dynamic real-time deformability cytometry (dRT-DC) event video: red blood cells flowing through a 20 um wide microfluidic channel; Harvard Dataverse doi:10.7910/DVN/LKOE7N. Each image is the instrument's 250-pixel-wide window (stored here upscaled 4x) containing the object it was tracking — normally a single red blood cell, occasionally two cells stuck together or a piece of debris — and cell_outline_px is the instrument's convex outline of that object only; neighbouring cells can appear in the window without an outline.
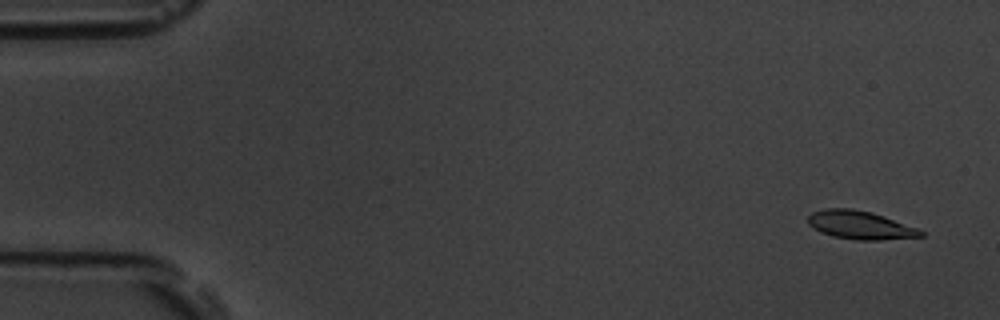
{"species": "common noctule bat (a hibernating species)", "species_latin": "Nyctalus noctula", "temperature_condition": "room temperature", "stored_images_in_passage": 18, "camera_frame_rate_fps": 3000, "um_per_image_px": 0.085, "animal": {"sex": "male", "body_mass_g": 19.5, "forearm_length_mm": 54.6}, "frame": {"image": 1, "passage_image": 3, "time_ms": 0.667, "image_size_px": [1000, 320], "cell_outline_px": [[924, 236], [880, 240], [856, 240], [832, 236], [820, 232], [808, 224], [808, 216], [812, 212], [824, 208], [852, 208], [872, 212], [884, 216], [916, 228], [924, 232]], "centroid_in_image_um": [73.08, 19.12], "position_along_channel_um": 11.9, "area_um2": 18.61}}